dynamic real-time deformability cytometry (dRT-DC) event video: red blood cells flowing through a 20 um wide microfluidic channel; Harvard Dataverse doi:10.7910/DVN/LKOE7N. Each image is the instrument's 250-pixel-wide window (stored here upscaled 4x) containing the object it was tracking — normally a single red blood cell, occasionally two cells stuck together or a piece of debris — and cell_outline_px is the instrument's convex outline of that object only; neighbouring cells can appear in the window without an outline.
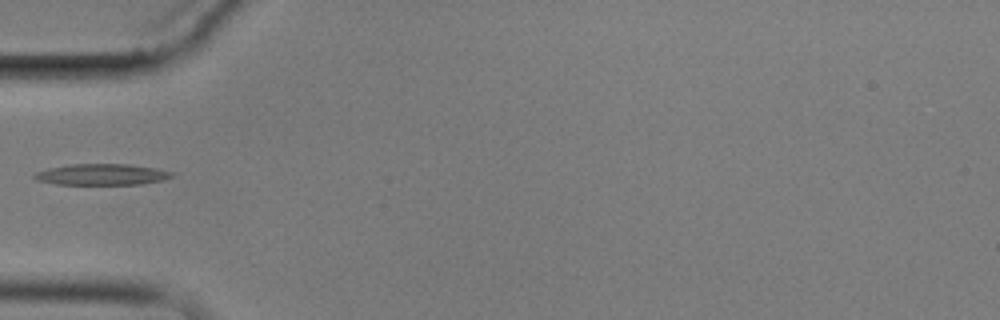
{"species": "common noctule bat (a hibernating species)", "species_latin": "Nyctalus noctula", "temperature_condition": "cold", "stored_images_in_passage": 3, "camera_frame_rate_fps": 3000, "um_per_image_px": 0.085, "animal": {"sex": "male", "body_mass_g": 17.9}, "frame": {"image": 1, "passage_image": 3, "time_ms": 3.333, "image_size_px": [1000, 320], "cell_outline_px": [[172, 176], [164, 180], [140, 184], [56, 184], [36, 180], [32, 176], [36, 172], [48, 168], [72, 164], [128, 164], [156, 168], [172, 172]], "centroid_in_image_um": [8.63, 14.83], "position_along_channel_um": 76.4, "area_um2": 16.82}}